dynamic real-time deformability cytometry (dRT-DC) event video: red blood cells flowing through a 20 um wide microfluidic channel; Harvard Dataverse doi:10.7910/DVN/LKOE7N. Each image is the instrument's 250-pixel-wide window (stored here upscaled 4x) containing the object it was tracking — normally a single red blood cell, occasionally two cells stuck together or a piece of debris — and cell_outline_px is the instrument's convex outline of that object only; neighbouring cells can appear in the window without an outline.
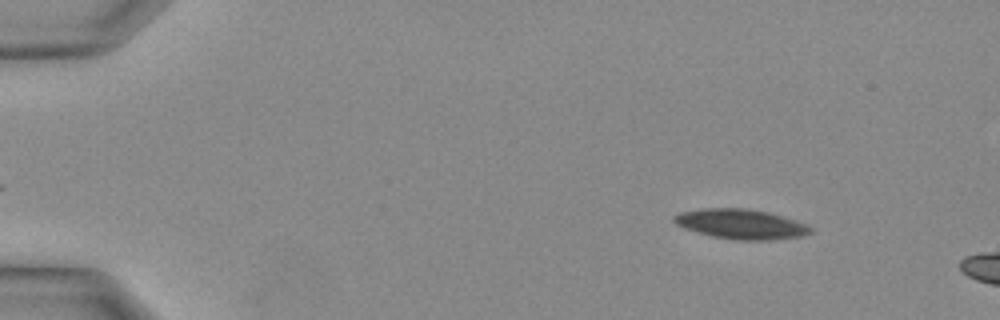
{"species": "Egyptian fruit bat (a non-hibernating species)", "species_latin": "Rousettus aegyptiacus", "temperature_condition": "warm", "stored_images_in_passage": 7, "camera_frame_rate_fps": 3000, "um_per_image_px": 0.085, "animal": {"sex": "female"}, "frame": {"image": 1, "passage_image": 4, "time_ms": 1.0, "image_size_px": [1000, 320], "cell_outline_px": [[812, 232], [804, 236], [772, 240], [736, 240], [712, 236], [684, 228], [676, 224], [672, 220], [672, 216], [680, 212], [704, 208], [744, 208], [768, 212], [796, 220], [808, 224], [812, 228]], "centroid_in_image_um": [63.0, 19.05], "position_along_channel_um": 22.0, "area_um2": 23.87}}